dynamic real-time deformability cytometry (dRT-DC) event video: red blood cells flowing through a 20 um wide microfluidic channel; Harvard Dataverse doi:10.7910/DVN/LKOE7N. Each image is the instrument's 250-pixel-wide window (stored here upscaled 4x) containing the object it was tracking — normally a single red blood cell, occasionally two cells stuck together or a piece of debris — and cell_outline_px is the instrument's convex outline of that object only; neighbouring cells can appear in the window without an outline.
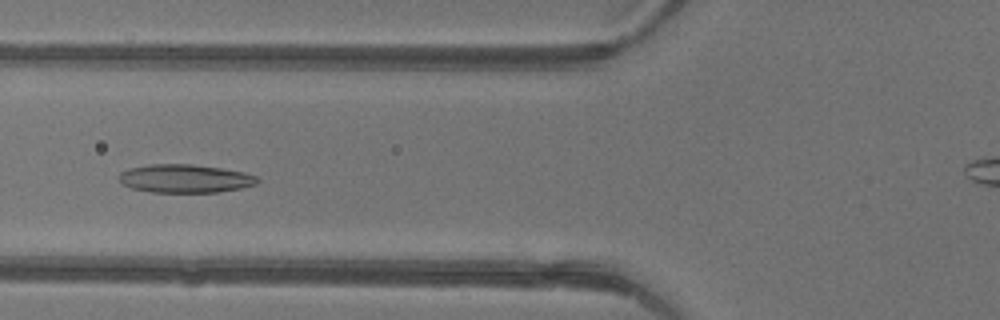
{"species": "common noctule bat (a hibernating species)", "species_latin": "Nyctalus noctula", "temperature_condition": "warm", "stored_images_in_passage": 37, "camera_frame_rate_fps": 3000, "um_per_image_px": 0.085, "animal": {"sex": "female"}, "frame": {"image": 1, "passage_image": 8, "time_ms": 2.333, "image_size_px": [1000, 320], "cell_outline_px": [[260, 180], [256, 184], [240, 188], [220, 192], [152, 192], [132, 188], [124, 184], [116, 176], [120, 172], [128, 168], [148, 164], [192, 164], [220, 168], [244, 172], [256, 176]], "centroid_in_image_um": [15.71, 15.17], "position_along_channel_um": 110.1, "area_um2": 22.89}}
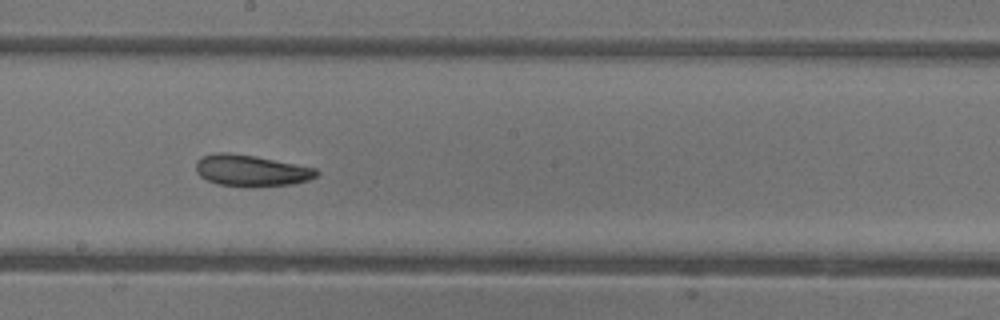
{"frame": {"image": 2, "passage_image": 16, "time_ms": 5.0, "image_size_px": [1000, 320], "cell_outline_px": [[320, 172], [316, 176], [308, 180], [292, 184], [216, 184], [200, 176], [196, 172], [196, 160], [204, 156], [216, 152], [228, 152], [256, 156], [316, 168]], "centroid_in_image_um": [21.33, 14.45], "position_along_channel_um": 226.9, "area_um2": 21.27}}
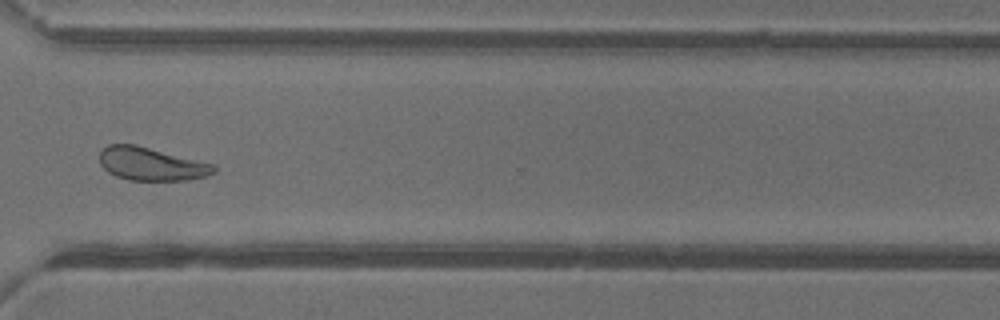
{"frame": {"image": 3, "passage_image": 25, "time_ms": 8.0, "image_size_px": [1000, 320], "cell_outline_px": [[216, 172], [208, 176], [188, 180], [128, 180], [116, 176], [108, 172], [100, 164], [100, 152], [108, 144], [136, 144], [216, 164]], "centroid_in_image_um": [12.9, 13.93], "position_along_channel_um": 357.7, "area_um2": 22.31}, "authors_computed_cell_mechanics": {"area_um2": 22.8888, "velocity_mm_per_s": 4.378, "shape_relaxation_time_tau1_ms": 5.5332, "shape_relaxation_time_tau2_ms": 3.2573, "deformation_change_tau1": 0.1493, "deformation_change_tau2": 0.1091}}